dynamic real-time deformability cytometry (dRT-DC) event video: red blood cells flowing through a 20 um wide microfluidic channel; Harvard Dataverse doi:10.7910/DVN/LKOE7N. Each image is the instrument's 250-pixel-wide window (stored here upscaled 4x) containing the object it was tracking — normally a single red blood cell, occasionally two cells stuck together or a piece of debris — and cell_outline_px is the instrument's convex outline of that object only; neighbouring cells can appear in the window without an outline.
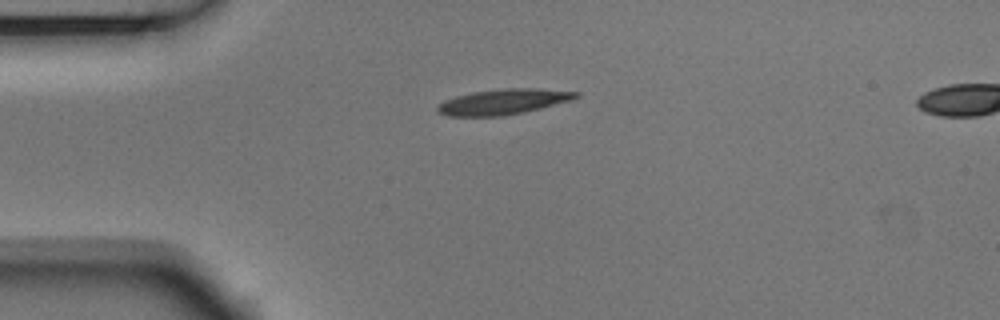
{"species": "Egyptian fruit bat (a non-hibernating species)", "species_latin": "Rousettus aegyptiacus", "temperature_condition": "room temperature", "stored_images_in_passage": 3, "camera_frame_rate_fps": 3000, "um_per_image_px": 0.085, "animal": {"sex": "male"}, "frame": {"image": 1, "passage_image": 1, "time_ms": 0.0, "image_size_px": [1000, 320], "cell_outline_px": [[580, 96], [572, 100], [524, 112], [504, 116], [448, 116], [440, 112], [436, 108], [444, 100], [456, 96], [472, 92], [504, 88], [536, 88], [580, 92]], "centroid_in_image_um": [42.81, 8.64], "position_along_channel_um": 42.2, "area_um2": 20.46}}
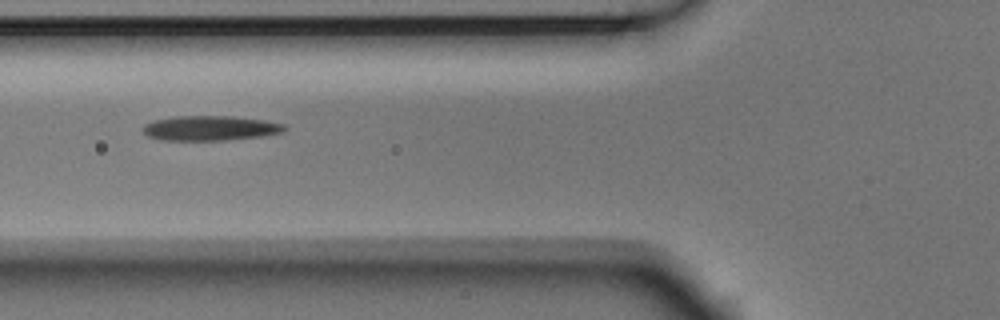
{"frame": {"image": 2, "passage_image": 3, "time_ms": 0.667, "image_size_px": [1000, 320], "cell_outline_px": [[288, 128], [280, 132], [260, 136], [224, 140], [160, 140], [148, 136], [140, 128], [144, 124], [156, 120], [176, 116], [232, 116], [264, 120], [284, 124]], "centroid_in_image_um": [17.83, 10.89], "position_along_channel_um": 108.0, "area_um2": 20.35}}